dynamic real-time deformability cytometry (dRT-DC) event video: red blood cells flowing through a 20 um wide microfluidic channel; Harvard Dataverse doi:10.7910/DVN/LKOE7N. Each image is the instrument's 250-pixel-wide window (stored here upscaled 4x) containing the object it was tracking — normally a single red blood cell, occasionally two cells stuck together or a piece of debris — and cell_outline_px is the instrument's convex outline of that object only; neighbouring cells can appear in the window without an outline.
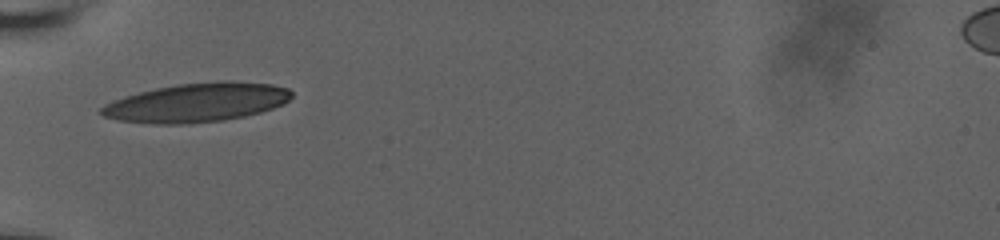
{"species": "human", "species_latin": "Homo sapiens", "temperature_condition": "room temperature", "stored_images_in_passage": 2, "camera_frame_rate_fps": 3000, "um_per_image_px": 0.085, "donor": {"sex": "male"}, "frame": {"image": 1, "passage_image": 1, "time_ms": 0.0, "image_size_px": [1000, 240], "cell_outline_px": [[292, 96], [288, 100], [272, 108], [260, 112], [244, 116], [224, 120], [184, 124], [156, 124], [116, 120], [104, 116], [100, 112], [100, 108], [104, 104], [112, 100], [124, 96], [156, 88], [176, 84], [220, 80], [232, 80], [272, 84], [288, 88], [292, 92]], "centroid_in_image_um": [16.71, 8.7], "position_along_channel_um": 68.3, "area_um2": 43.35}}